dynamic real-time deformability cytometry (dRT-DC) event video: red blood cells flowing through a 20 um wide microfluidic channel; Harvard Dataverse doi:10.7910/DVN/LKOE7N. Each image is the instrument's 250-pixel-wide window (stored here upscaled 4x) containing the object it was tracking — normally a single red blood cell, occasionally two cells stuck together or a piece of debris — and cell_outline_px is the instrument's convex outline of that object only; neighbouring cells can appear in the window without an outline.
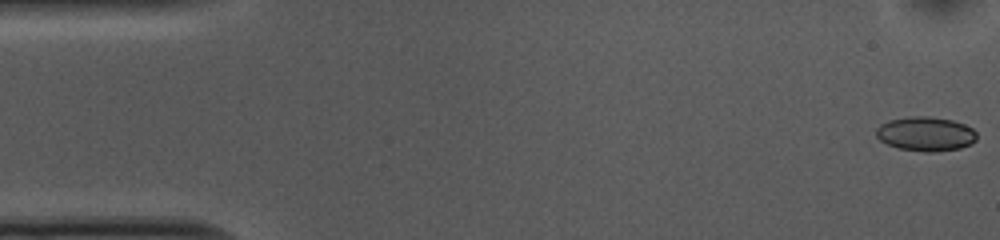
{"species": "common noctule bat (a hibernating species)", "species_latin": "Nyctalus noctula", "temperature_condition": "cold", "stored_images_in_passage": 53, "camera_frame_rate_fps": 3000, "um_per_image_px": 0.085, "animal": {"sex": "female", "body_mass_g": 10.0, "forearm_length_mm": 53.1}, "frame": {"image": 1, "passage_image": 1, "time_ms": 0.0, "image_size_px": [1000, 240], "cell_outline_px": [[976, 140], [972, 144], [960, 148], [936, 152], [924, 152], [900, 148], [888, 144], [880, 140], [876, 136], [876, 128], [880, 124], [888, 120], [912, 116], [928, 116], [952, 120], [964, 124], [972, 128], [976, 132]], "centroid_in_image_um": [78.69, 11.38], "position_along_channel_um": 6.3, "area_um2": 20.17}}
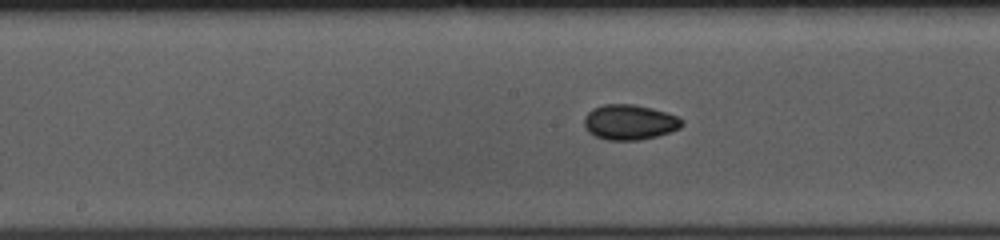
{"frame": {"image": 2, "passage_image": 26, "time_ms": 8.333, "image_size_px": [1000, 240], "cell_outline_px": [[684, 124], [680, 128], [672, 132], [640, 140], [608, 140], [596, 136], [588, 132], [584, 128], [584, 116], [592, 108], [604, 104], [632, 104], [652, 108], [676, 116], [684, 120]], "centroid_in_image_um": [53.5, 10.39], "position_along_channel_um": 194.7, "area_um2": 20.17}}
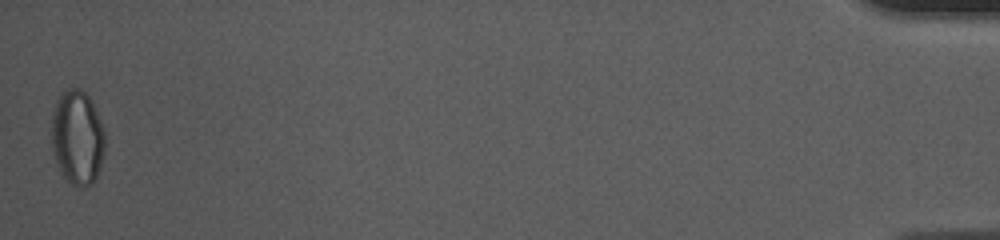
{"frame": {"image": 3, "passage_image": 53, "time_ms": 17.333, "image_size_px": [1000, 240], "cell_outline_px": [[104, 152], [100, 168], [92, 184], [84, 188], [80, 188], [64, 180], [56, 164], [52, 148], [52, 112], [56, 100], [64, 88], [80, 88], [88, 96], [104, 128]], "centroid_in_image_um": [6.55, 11.71], "position_along_channel_um": 428.6, "area_um2": 29.77}, "authors_computed_cell_mechanics": {"area_um2": 19.7676, "velocity_mm_per_s": 3.6976, "shape_relaxation_time_tau1_ms": null, "shape_relaxation_time_tau2_ms": 2.9085, "deformation_change_tau1": null, "deformation_change_tau2": 0.0547}}